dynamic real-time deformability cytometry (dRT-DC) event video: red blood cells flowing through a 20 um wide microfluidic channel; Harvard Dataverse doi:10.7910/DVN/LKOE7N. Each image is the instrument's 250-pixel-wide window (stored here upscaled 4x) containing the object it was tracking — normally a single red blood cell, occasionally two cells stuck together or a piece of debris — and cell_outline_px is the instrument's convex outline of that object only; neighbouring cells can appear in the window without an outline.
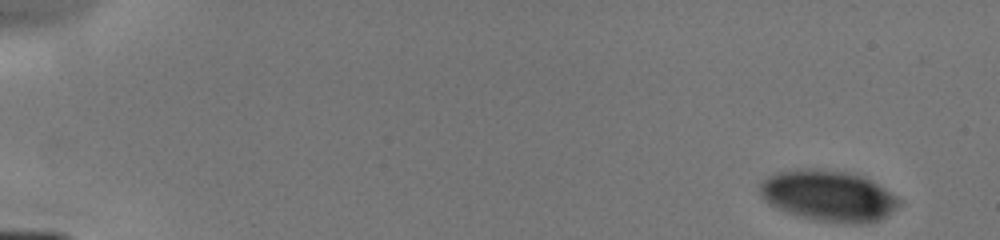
{"species": "human", "species_latin": "Homo sapiens", "temperature_condition": "cold", "stored_images_in_passage": 7, "camera_frame_rate_fps": 3000, "um_per_image_px": 0.085, "donor": {"sex": "male"}, "frame": {"image": 1, "passage_image": 1, "time_ms": 0.0, "image_size_px": [1000, 240], "cell_outline_px": [[904, 200], [896, 208], [880, 220], [860, 224], [856, 224], [816, 220], [788, 212], [776, 208], [760, 196], [760, 184], [768, 176], [776, 172], [804, 168], [816, 168], [844, 172], [860, 176], [884, 188]], "centroid_in_image_um": [70.42, 16.64], "position_along_channel_um": 14.6, "area_um2": 40.98}}
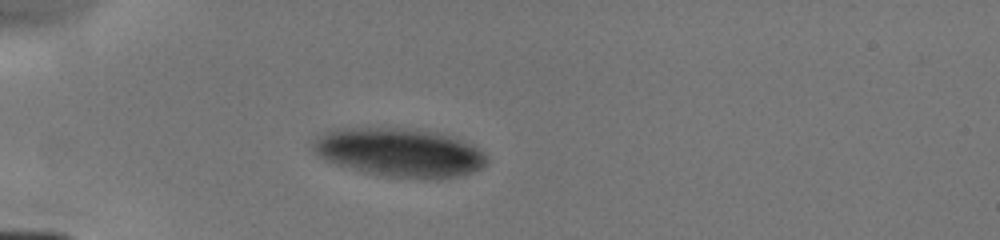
{"frame": {"image": 2, "passage_image": 5, "time_ms": 4.0, "image_size_px": [1000, 240], "cell_outline_px": [[488, 164], [472, 172], [456, 176], [428, 180], [380, 176], [336, 164], [324, 160], [312, 148], [312, 144], [324, 132], [332, 128], [404, 128], [436, 132], [452, 136], [472, 144], [484, 152], [488, 160]], "centroid_in_image_um": [33.99, 12.97], "position_along_channel_um": 51.0, "area_um2": 49.53}}
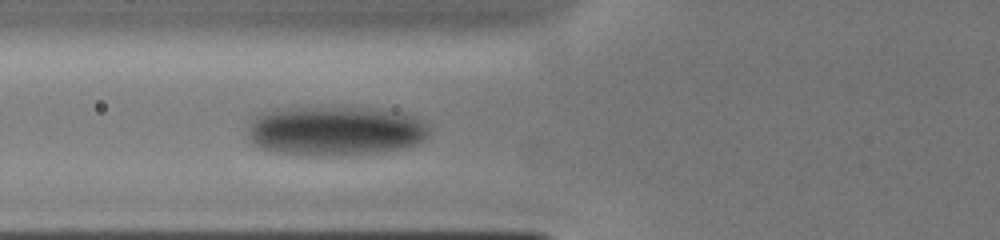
{"frame": {"image": 3, "passage_image": 7, "time_ms": 5.667, "image_size_px": [1000, 240], "cell_outline_px": [[428, 132], [424, 140], [416, 144], [376, 152], [340, 156], [300, 156], [272, 152], [260, 148], [252, 144], [248, 136], [248, 124], [260, 112], [276, 108], [352, 108], [392, 112], [412, 116], [428, 128]], "centroid_in_image_um": [28.33, 11.16], "position_along_channel_um": 97.5, "area_um2": 52.08}}